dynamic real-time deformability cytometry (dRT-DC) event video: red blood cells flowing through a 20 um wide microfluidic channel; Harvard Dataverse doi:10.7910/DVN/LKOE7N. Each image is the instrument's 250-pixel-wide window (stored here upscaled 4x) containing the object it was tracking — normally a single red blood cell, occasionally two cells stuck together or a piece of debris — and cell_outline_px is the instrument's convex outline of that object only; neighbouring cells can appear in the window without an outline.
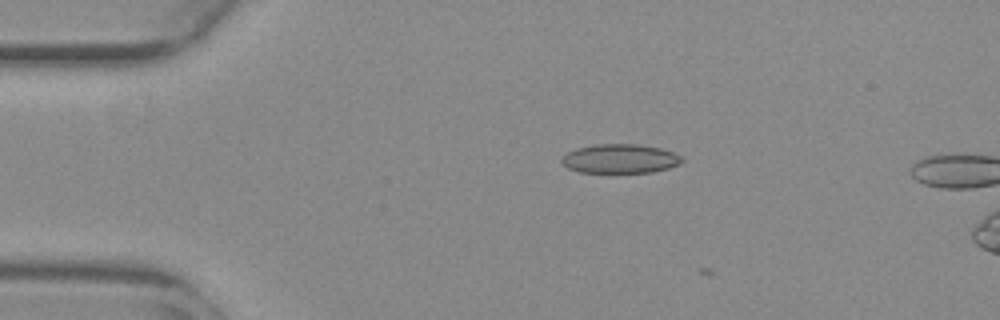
{"species": "common noctule bat (a hibernating species)", "species_latin": "Nyctalus noctula", "temperature_condition": "warm", "stored_images_in_passage": 2, "camera_frame_rate_fps": 3000, "um_per_image_px": 0.085, "animal": {"sex": "female", "body_mass_g": 29.2, "forearm_length_mm": 56.3}, "frame": {"image": 1, "passage_image": 1, "time_ms": 0.0, "image_size_px": [1000, 320], "cell_outline_px": [[684, 160], [680, 164], [668, 168], [652, 172], [580, 172], [568, 168], [560, 160], [568, 152], [576, 148], [596, 144], [640, 144], [660, 148], [672, 152], [680, 156]], "centroid_in_image_um": [52.72, 13.48], "position_along_channel_um": 32.3, "area_um2": 20.29}}